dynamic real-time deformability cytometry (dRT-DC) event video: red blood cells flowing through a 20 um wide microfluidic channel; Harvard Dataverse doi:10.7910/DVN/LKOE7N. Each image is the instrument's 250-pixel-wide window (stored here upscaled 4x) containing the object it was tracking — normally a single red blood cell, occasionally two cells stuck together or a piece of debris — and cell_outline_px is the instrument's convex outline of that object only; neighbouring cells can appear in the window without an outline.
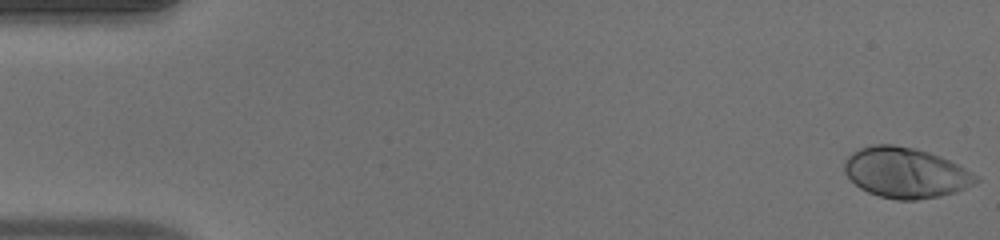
{"species": "human", "species_latin": "Homo sapiens", "temperature_condition": "warm", "stored_images_in_passage": 47, "camera_frame_rate_fps": 3000, "um_per_image_px": 0.085, "donor": {"sex": "male"}, "frame": {"image": 1, "passage_image": 1, "time_ms": 0.0, "image_size_px": [1000, 240], "cell_outline_px": [[980, 180], [956, 192], [940, 196], [916, 200], [896, 200], [880, 196], [868, 192], [860, 188], [844, 172], [844, 164], [848, 156], [852, 152], [860, 148], [872, 144], [892, 144], [912, 148], [928, 152], [940, 156], [980, 176]], "centroid_in_image_um": [76.97, 14.68], "position_along_channel_um": 8.0, "area_um2": 38.44}}
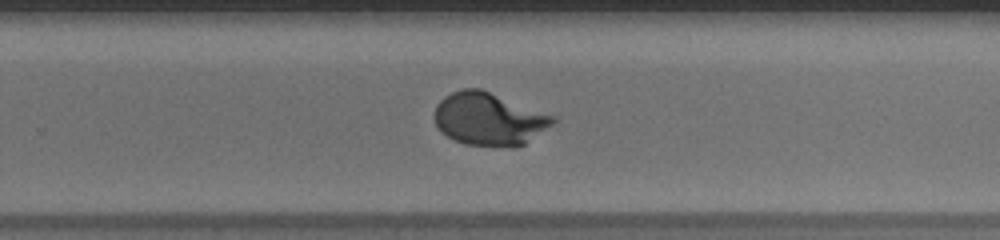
{"frame": {"image": 2, "passage_image": 33, "time_ms": 10.667, "image_size_px": [1000, 240], "cell_outline_px": [[556, 120], [552, 124], [524, 144], [464, 144], [440, 132], [432, 116], [436, 104], [444, 96], [452, 92], [464, 88], [480, 88], [556, 116]], "centroid_in_image_um": [41.5, 10.06], "position_along_channel_um": 288.3, "area_um2": 35.78}}
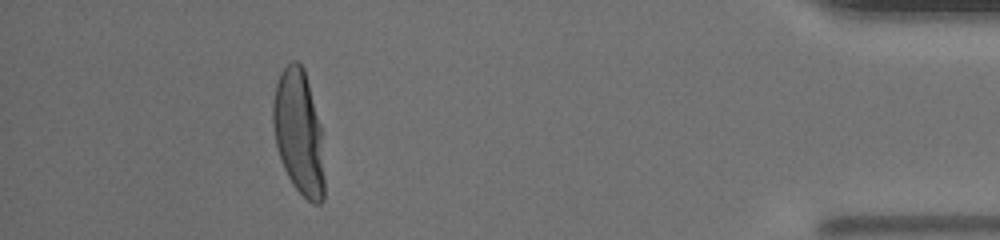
{"frame": {"image": 3, "passage_image": 46, "time_ms": 15.0, "image_size_px": [1000, 240], "cell_outline_px": [[324, 200], [320, 204], [312, 204], [292, 184], [284, 168], [276, 144], [272, 124], [272, 104], [276, 84], [280, 72], [292, 60], [296, 60], [304, 68], [320, 124], [324, 176]], "centroid_in_image_um": [25.39, 11.26], "position_along_channel_um": 409.8, "area_um2": 37.17}}